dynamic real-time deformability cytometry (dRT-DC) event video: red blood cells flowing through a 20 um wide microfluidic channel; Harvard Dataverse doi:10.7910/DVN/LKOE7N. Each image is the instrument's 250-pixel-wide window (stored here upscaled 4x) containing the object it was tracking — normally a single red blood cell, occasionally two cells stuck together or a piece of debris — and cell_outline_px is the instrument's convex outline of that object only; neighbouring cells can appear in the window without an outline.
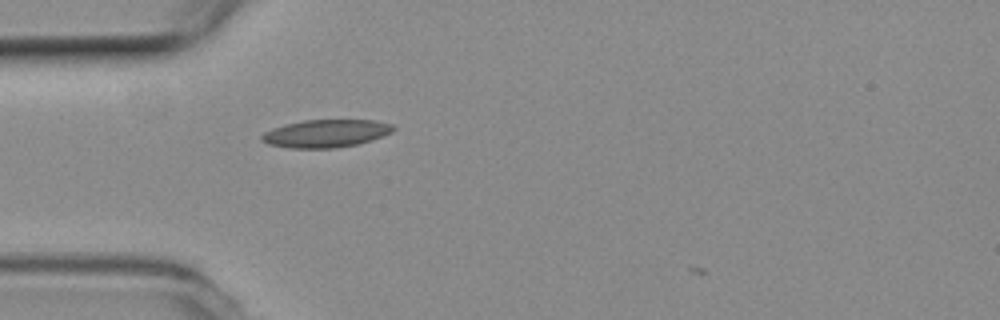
{"species": "common noctule bat (a hibernating species)", "species_latin": "Nyctalus noctula", "temperature_condition": "room temperature", "stored_images_in_passage": 3, "camera_frame_rate_fps": 3000, "um_per_image_px": 0.085, "animal": {"sex": "female", "body_mass_g": 19.3, "forearm_length_mm": 54.1}, "frame": {"image": 1, "passage_image": 2, "time_ms": 0.333, "image_size_px": [1000, 320], "cell_outline_px": [[396, 128], [392, 132], [372, 140], [356, 144], [332, 148], [288, 148], [268, 144], [260, 140], [260, 136], [264, 132], [272, 128], [284, 124], [304, 120], [372, 120], [392, 124]], "centroid_in_image_um": [27.66, 11.34], "position_along_channel_um": 57.3, "area_um2": 21.33}}